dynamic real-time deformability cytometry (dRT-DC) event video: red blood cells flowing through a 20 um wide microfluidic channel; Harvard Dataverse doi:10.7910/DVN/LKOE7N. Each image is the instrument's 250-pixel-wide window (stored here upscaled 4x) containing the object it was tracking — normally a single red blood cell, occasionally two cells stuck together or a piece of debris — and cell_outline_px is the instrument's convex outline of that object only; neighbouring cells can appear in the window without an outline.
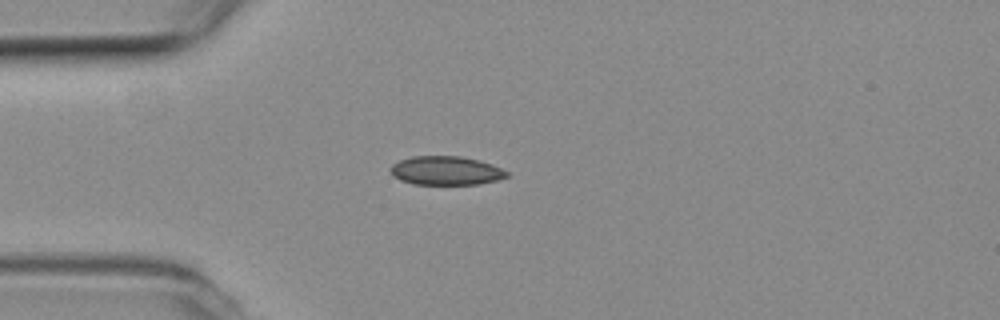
{"species": "common noctule bat (a hibernating species)", "species_latin": "Nyctalus noctula", "temperature_condition": "room temperature", "stored_images_in_passage": 3, "camera_frame_rate_fps": 3000, "um_per_image_px": 0.085, "animal": {"sex": "female", "body_mass_g": 19.3, "forearm_length_mm": 54.1}, "frame": {"image": 1, "passage_image": 3, "time_ms": 0.667, "image_size_px": [1000, 320], "cell_outline_px": [[508, 176], [496, 180], [480, 184], [412, 184], [400, 180], [392, 176], [388, 168], [392, 164], [400, 160], [412, 156], [460, 156], [480, 160], [492, 164], [508, 172]], "centroid_in_image_um": [37.86, 14.5], "position_along_channel_um": 47.1, "area_um2": 19.65}}